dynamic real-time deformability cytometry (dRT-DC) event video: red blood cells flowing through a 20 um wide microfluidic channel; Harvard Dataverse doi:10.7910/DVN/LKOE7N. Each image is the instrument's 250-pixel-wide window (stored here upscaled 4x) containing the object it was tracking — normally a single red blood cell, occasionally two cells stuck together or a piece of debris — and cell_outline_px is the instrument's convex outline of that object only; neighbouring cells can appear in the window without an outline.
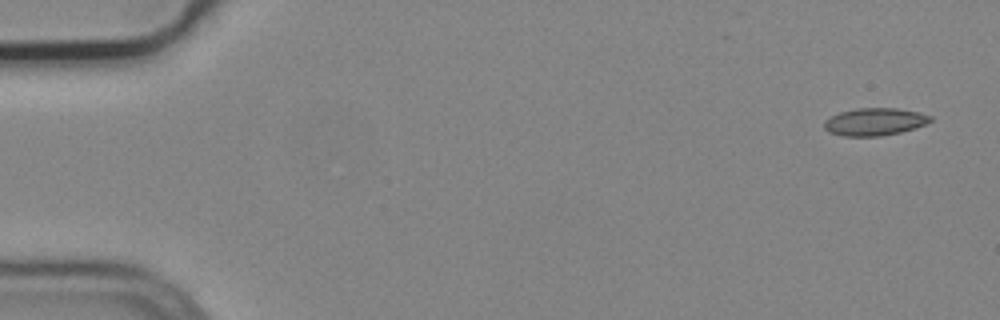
{"species": "common noctule bat (a hibernating species)", "species_latin": "Nyctalus noctula", "temperature_condition": "cold", "stored_images_in_passage": 4, "camera_frame_rate_fps": 3000, "um_per_image_px": 0.085, "animal": {"sex": "male", "body_mass_g": 19.2, "forearm_length_mm": 51.8}, "frame": {"image": 1, "passage_image": 1, "time_ms": 0.0, "image_size_px": [1000, 320], "cell_outline_px": [[932, 120], [916, 128], [900, 132], [880, 136], [844, 136], [828, 132], [824, 128], [824, 120], [840, 112], [856, 108], [896, 108], [916, 112], [932, 116]], "centroid_in_image_um": [74.32, 10.35], "position_along_channel_um": 10.7, "area_um2": 16.94}}